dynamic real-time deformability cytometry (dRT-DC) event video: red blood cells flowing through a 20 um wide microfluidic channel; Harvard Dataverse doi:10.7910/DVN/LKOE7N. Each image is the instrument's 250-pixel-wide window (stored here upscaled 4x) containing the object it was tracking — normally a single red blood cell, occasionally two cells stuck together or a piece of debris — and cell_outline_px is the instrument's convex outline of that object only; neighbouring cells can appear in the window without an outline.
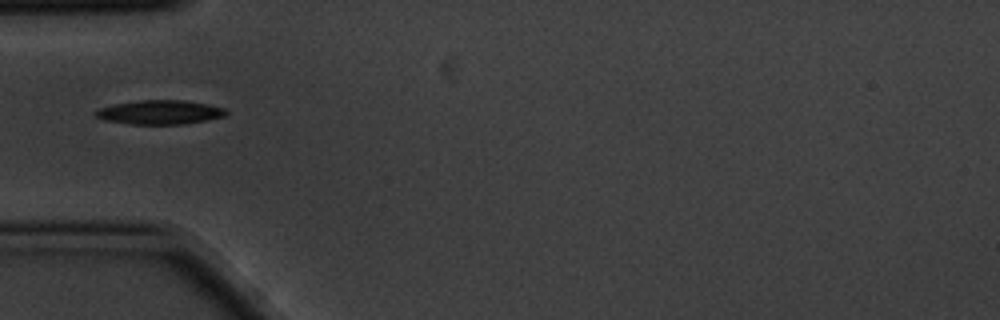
{"species": "common noctule bat (a hibernating species)", "species_latin": "Nyctalus noctula", "temperature_condition": "cold", "stored_images_in_passage": 6, "camera_frame_rate_fps": 3000, "um_per_image_px": 0.085, "animal": {"sex": "male", "body_mass_g": 20.1, "forearm_length_mm": 53.5}, "frame": {"image": 1, "passage_image": 6, "time_ms": 1.667, "image_size_px": [1000, 320], "cell_outline_px": [[228, 112], [224, 116], [208, 120], [184, 124], [128, 124], [104, 120], [96, 116], [92, 112], [100, 108], [116, 104], [140, 100], [184, 100], [224, 108]], "centroid_in_image_um": [13.57, 9.55], "position_along_channel_um": 71.4, "area_um2": 18.21}}